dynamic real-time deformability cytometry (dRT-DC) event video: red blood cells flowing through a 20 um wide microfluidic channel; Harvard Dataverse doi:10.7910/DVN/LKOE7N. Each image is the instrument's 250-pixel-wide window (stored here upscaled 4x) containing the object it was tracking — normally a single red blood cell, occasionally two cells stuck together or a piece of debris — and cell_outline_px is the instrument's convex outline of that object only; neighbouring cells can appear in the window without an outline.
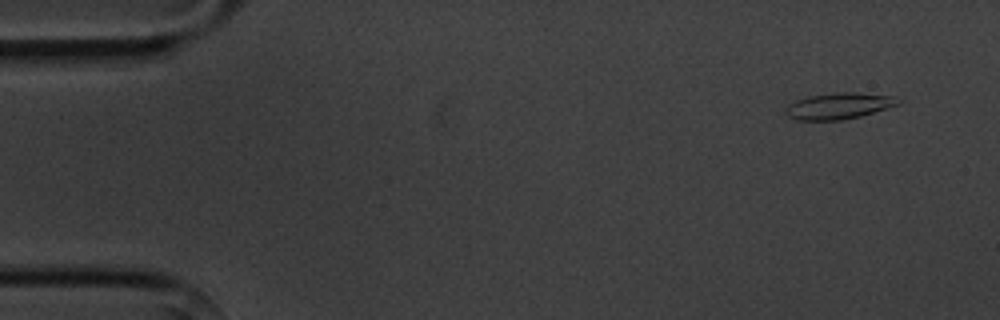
{"species": "common noctule bat (a hibernating species)", "species_latin": "Nyctalus noctula", "temperature_condition": "cold", "stored_images_in_passage": 14, "camera_frame_rate_fps": 3000, "um_per_image_px": 0.085, "animal": {"sex": "male", "body_mass_g": 20.1, "forearm_length_mm": 53.5}, "frame": {"image": 1, "passage_image": 1, "time_ms": 0.0, "image_size_px": [1000, 320], "cell_outline_px": [[900, 104], [860, 116], [840, 120], [796, 120], [788, 116], [784, 112], [788, 104], [796, 100], [808, 96], [836, 92], [852, 92], [896, 96], [900, 100]], "centroid_in_image_um": [71.29, 9.0], "position_along_channel_um": 13.7, "area_um2": 17.22}}
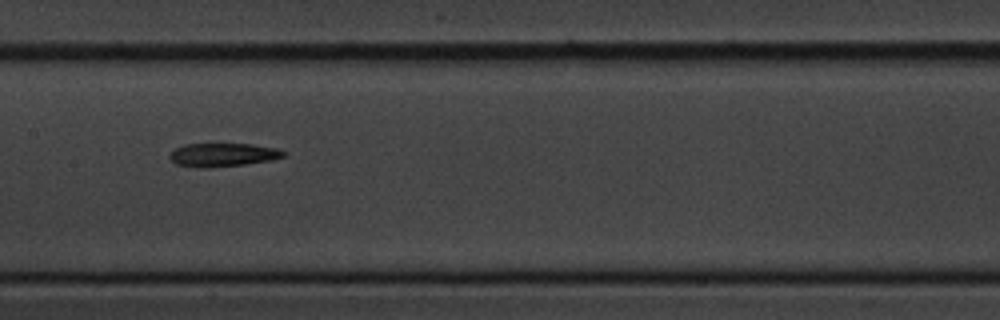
{"frame": {"image": 2, "passage_image": 7, "time_ms": 7.667, "image_size_px": [1000, 320], "cell_outline_px": [[288, 152], [284, 156], [272, 160], [244, 164], [208, 168], [204, 168], [176, 164], [168, 156], [176, 148], [184, 144], [252, 144], [280, 148]], "centroid_in_image_um": [19.0, 13.15], "position_along_channel_um": 188.4, "area_um2": 15.61}}
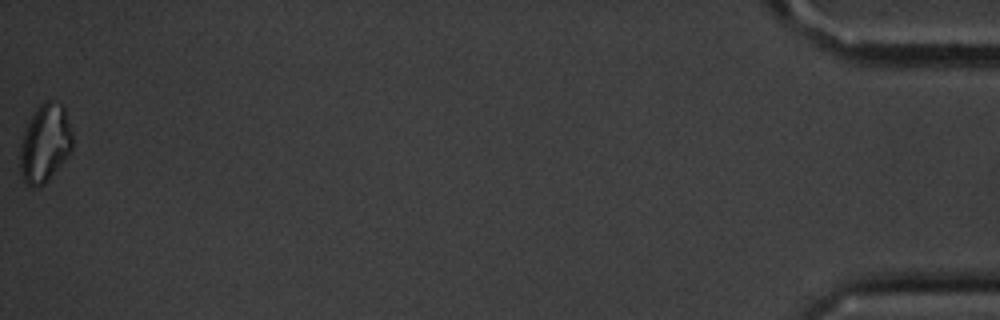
{"frame": {"image": 3, "passage_image": 14, "time_ms": 17.0, "image_size_px": [1000, 320], "cell_outline_px": [[72, 148], [48, 180], [44, 184], [36, 188], [32, 188], [24, 184], [20, 172], [20, 148], [24, 132], [32, 116], [40, 104], [44, 100], [52, 100], [60, 104], [64, 108], [72, 136]], "centroid_in_image_um": [3.79, 12.22], "position_along_channel_um": 431.4, "area_um2": 23.47}}